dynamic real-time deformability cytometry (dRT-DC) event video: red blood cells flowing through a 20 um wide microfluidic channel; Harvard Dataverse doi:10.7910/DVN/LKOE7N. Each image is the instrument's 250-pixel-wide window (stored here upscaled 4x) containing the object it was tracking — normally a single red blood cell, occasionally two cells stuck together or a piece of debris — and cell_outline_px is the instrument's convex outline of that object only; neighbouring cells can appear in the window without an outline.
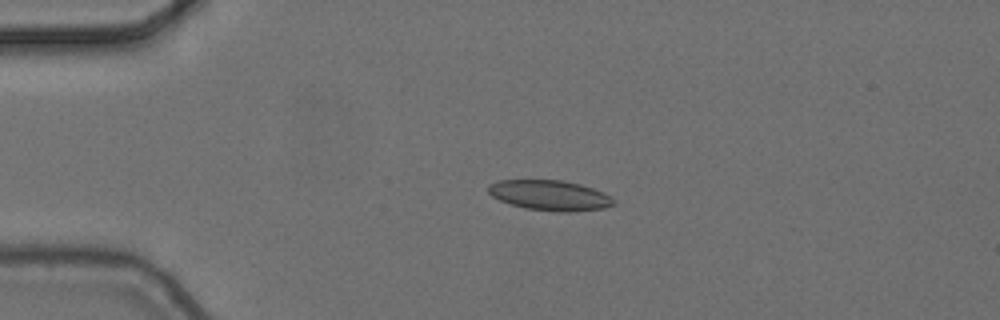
{"species": "common noctule bat (a hibernating species)", "species_latin": "Nyctalus noctula", "temperature_condition": "cold", "stored_images_in_passage": 4, "camera_frame_rate_fps": 3000, "um_per_image_px": 0.085, "animal": {"sex": "female", "body_mass_g": 24.6, "forearm_length_mm": 56.2}, "frame": {"image": 1, "passage_image": 3, "time_ms": 0.667, "image_size_px": [1000, 320], "cell_outline_px": [[616, 204], [604, 208], [568, 212], [560, 212], [524, 208], [500, 200], [492, 196], [488, 192], [488, 184], [500, 180], [560, 180], [580, 184], [604, 192], [616, 200]], "centroid_in_image_um": [46.76, 16.6], "position_along_channel_um": 38.2, "area_um2": 22.08}}